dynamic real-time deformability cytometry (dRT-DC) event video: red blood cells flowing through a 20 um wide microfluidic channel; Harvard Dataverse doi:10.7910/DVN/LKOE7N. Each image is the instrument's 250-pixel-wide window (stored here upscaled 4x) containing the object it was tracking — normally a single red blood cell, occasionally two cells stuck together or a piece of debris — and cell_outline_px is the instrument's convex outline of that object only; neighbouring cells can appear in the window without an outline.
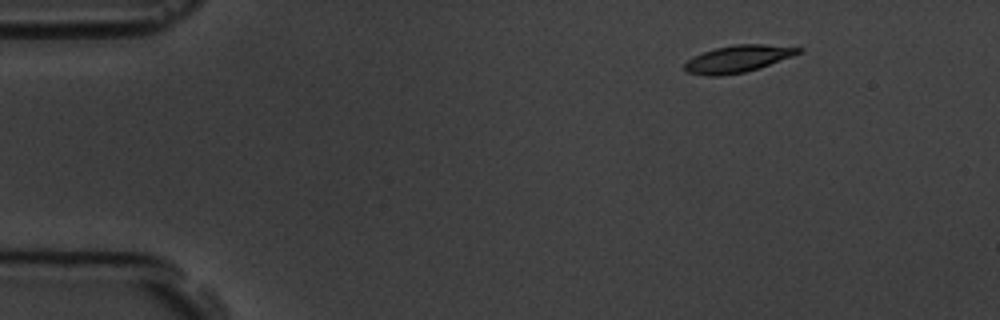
{"species": "common noctule bat (a hibernating species)", "species_latin": "Nyctalus noctula", "temperature_condition": "room temperature", "stored_images_in_passage": 11, "camera_frame_rate_fps": 3000, "um_per_image_px": 0.085, "animal": {"sex": "male", "body_mass_g": 19.5, "forearm_length_mm": 54.6}, "frame": {"image": 1, "passage_image": 2, "time_ms": 2.0, "image_size_px": [1000, 320], "cell_outline_px": [[804, 52], [744, 72], [720, 76], [708, 76], [688, 72], [684, 68], [684, 64], [692, 56], [716, 48], [736, 44], [764, 44], [804, 48]], "centroid_in_image_um": [62.72, 4.99], "position_along_channel_um": 22.3, "area_um2": 17.69}}
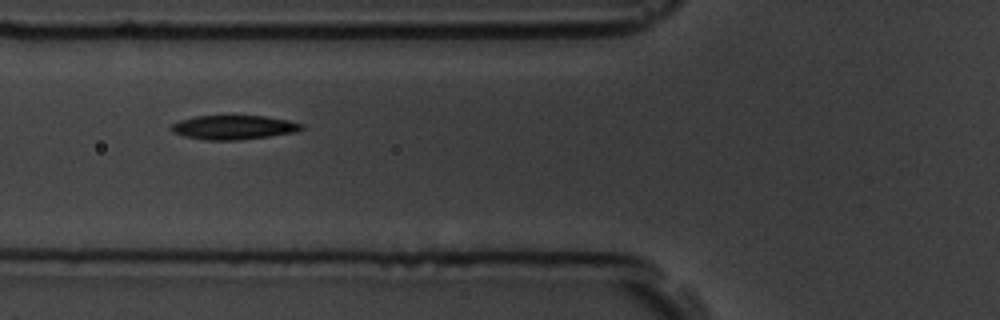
{"frame": {"image": 2, "passage_image": 6, "time_ms": 6.667, "image_size_px": [1000, 320], "cell_outline_px": [[304, 128], [296, 132], [240, 140], [204, 140], [184, 136], [172, 132], [168, 128], [172, 124], [180, 120], [196, 116], [264, 116], [288, 120], [304, 124]], "centroid_in_image_um": [19.84, 10.83], "position_along_channel_um": 106.0, "area_um2": 18.38}}
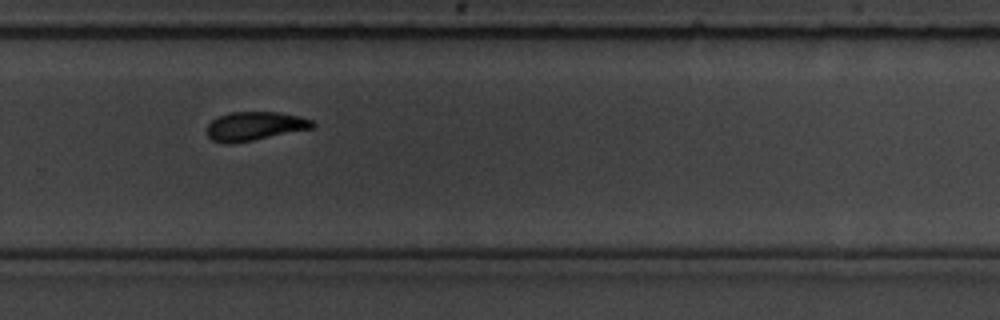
{"frame": {"image": 3, "passage_image": 11, "time_ms": 12.333, "image_size_px": [1000, 320], "cell_outline_px": [[316, 124], [312, 128], [232, 144], [224, 144], [212, 140], [208, 136], [204, 128], [216, 116], [228, 112], [280, 112], [300, 116], [312, 120]], "centroid_in_image_um": [21.59, 10.71], "position_along_channel_um": 308.2, "area_um2": 17.92}}